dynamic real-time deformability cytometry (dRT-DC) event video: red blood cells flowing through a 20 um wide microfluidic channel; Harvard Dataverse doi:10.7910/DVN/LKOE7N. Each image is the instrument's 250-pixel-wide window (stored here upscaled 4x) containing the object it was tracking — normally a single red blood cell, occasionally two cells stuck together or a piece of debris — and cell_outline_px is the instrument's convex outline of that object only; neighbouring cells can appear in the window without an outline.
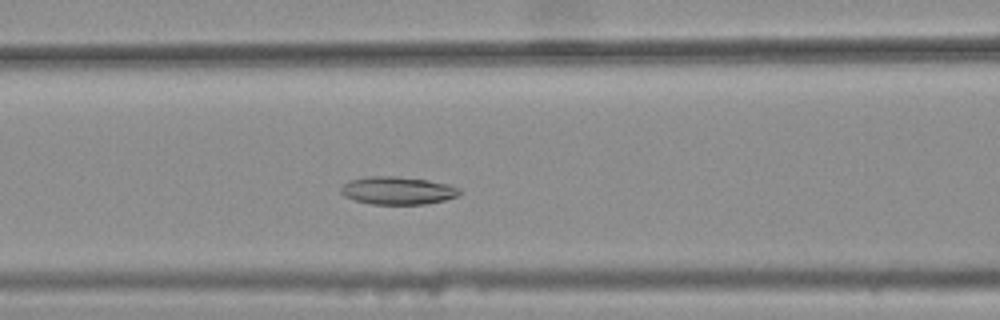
{"species": "common noctule bat (a hibernating species)", "species_latin": "Nyctalus noctula", "temperature_condition": "warm", "stored_images_in_passage": 41, "camera_frame_rate_fps": 3000, "um_per_image_px": 0.085, "animal": {"sex": "female", "body_mass_g": 25.1}, "frame": {"image": 1, "passage_image": 19, "time_ms": 6.0, "image_size_px": [1000, 320], "cell_outline_px": [[460, 192], [456, 196], [444, 200], [424, 204], [372, 204], [356, 200], [344, 196], [340, 192], [340, 188], [348, 180], [368, 176], [396, 176], [428, 180], [448, 184], [460, 188]], "centroid_in_image_um": [33.77, 16.19], "position_along_channel_um": 132.8, "area_um2": 19.19}}
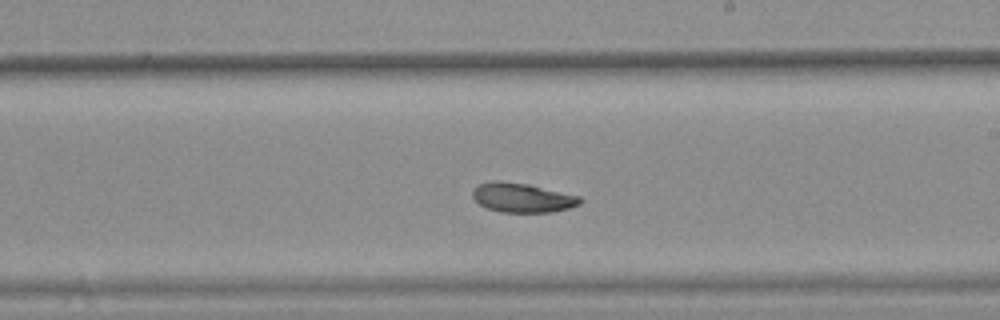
{"frame": {"image": 2, "passage_image": 28, "time_ms": 9.0, "image_size_px": [1000, 320], "cell_outline_px": [[580, 204], [568, 208], [552, 212], [500, 212], [488, 208], [480, 204], [472, 196], [472, 188], [476, 184], [492, 180], [496, 180], [528, 184], [580, 196]], "centroid_in_image_um": [44.34, 16.79], "position_along_channel_um": 244.7, "area_um2": 18.38}}
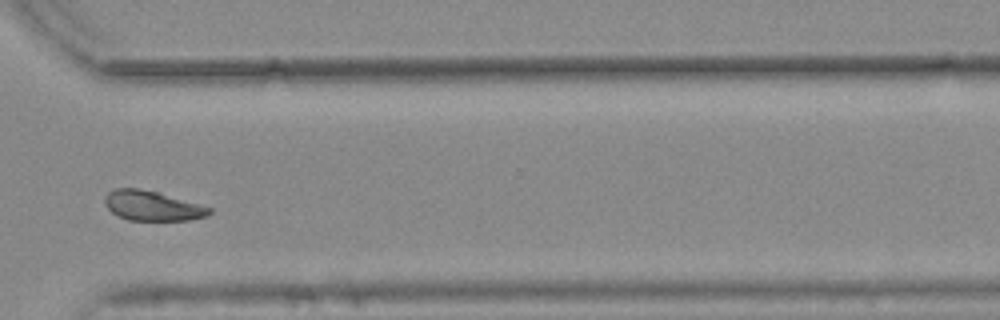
{"frame": {"image": 3, "passage_image": 37, "time_ms": 12.0, "image_size_px": [1000, 320], "cell_outline_px": [[212, 212], [208, 216], [188, 220], [128, 220], [112, 212], [104, 204], [104, 196], [108, 192], [116, 188], [140, 188], [160, 192], [212, 208]], "centroid_in_image_um": [12.95, 17.48], "position_along_channel_um": 357.7, "area_um2": 18.26}, "authors_computed_cell_mechanics": {"area_um2": 19.3052, "velocity_mm_per_s": 3.7351, "shape_relaxation_time_tau1_ms": null, "shape_relaxation_time_tau2_ms": 2.6748, "deformation_change_tau1": null, "deformation_change_tau2": 0.0739}}